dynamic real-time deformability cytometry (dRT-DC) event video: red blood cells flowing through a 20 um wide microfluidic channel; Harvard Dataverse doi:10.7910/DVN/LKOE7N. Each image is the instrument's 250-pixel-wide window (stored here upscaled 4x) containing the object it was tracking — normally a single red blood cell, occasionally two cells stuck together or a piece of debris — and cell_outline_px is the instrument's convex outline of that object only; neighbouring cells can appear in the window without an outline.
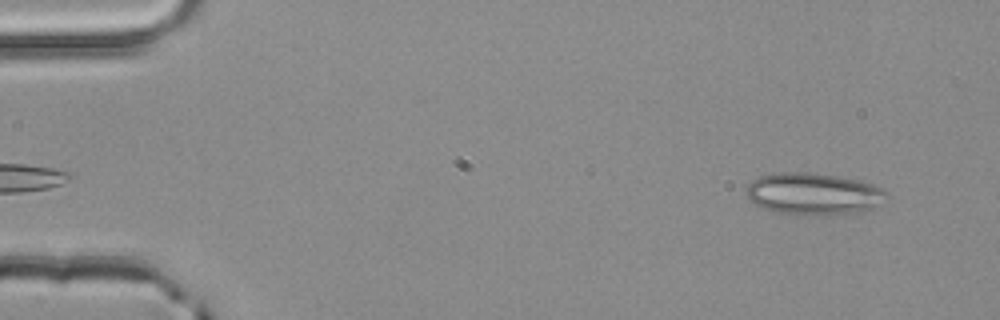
{"species": "common noctule bat (a hibernating species)", "species_latin": "Nyctalus noctula", "temperature_condition": "room temperature", "stored_images_in_passage": 48, "camera_frame_rate_fps": 3000, "um_per_image_px": 0.085, "animal": {"sex": "male", "body_mass_g": 20.4}, "frame": {"image": 1, "passage_image": 2, "time_ms": 0.333, "image_size_px": [1000, 320], "cell_outline_px": [[884, 192], [876, 204], [872, 208], [860, 212], [824, 216], [800, 216], [780, 212], [764, 208], [748, 200], [744, 192], [748, 184], [752, 180], [760, 176], [776, 172], [808, 172], [836, 176], [860, 180], [872, 184], [880, 188]], "centroid_in_image_um": [69.03, 16.48], "position_along_channel_um": 16.0, "area_um2": 34.22}}
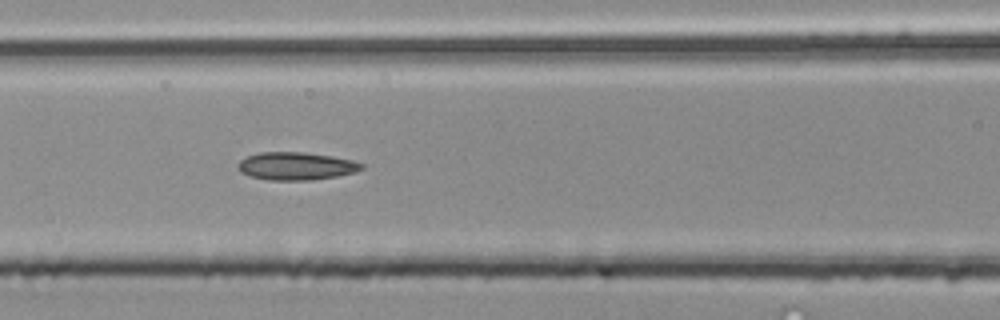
{"frame": {"image": 2, "passage_image": 20, "time_ms": 6.333, "image_size_px": [1000, 320], "cell_outline_px": [[364, 168], [352, 172], [336, 176], [312, 180], [268, 180], [252, 176], [240, 172], [240, 160], [248, 156], [260, 152], [304, 152], [332, 156], [352, 160], [364, 164]], "centroid_in_image_um": [25.19, 14.11], "position_along_channel_um": 141.4, "area_um2": 19.77}}
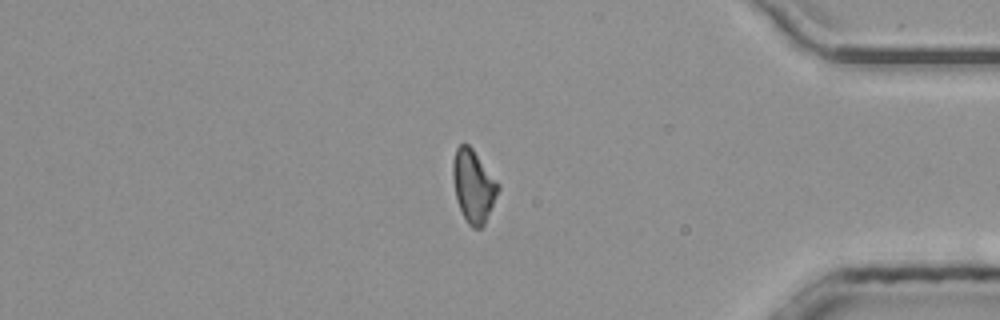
{"frame": {"image": 3, "passage_image": 41, "time_ms": 13.333, "image_size_px": [1000, 320], "cell_outline_px": [[500, 188], [484, 224], [480, 228], [472, 228], [468, 224], [456, 200], [452, 176], [452, 164], [456, 148], [460, 144], [468, 144], [472, 148], [500, 184]], "centroid_in_image_um": [40.23, 15.8], "position_along_channel_um": 395.0, "area_um2": 19.02}}